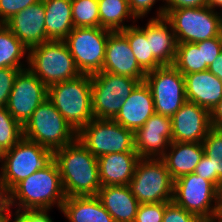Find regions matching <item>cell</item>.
I'll use <instances>...</instances> for the list:
<instances>
[{"label": "cell", "mask_w": 222, "mask_h": 222, "mask_svg": "<svg viewBox=\"0 0 222 222\" xmlns=\"http://www.w3.org/2000/svg\"><path fill=\"white\" fill-rule=\"evenodd\" d=\"M210 121L212 128L222 129V99L210 111Z\"/></svg>", "instance_id": "obj_44"}, {"label": "cell", "mask_w": 222, "mask_h": 222, "mask_svg": "<svg viewBox=\"0 0 222 222\" xmlns=\"http://www.w3.org/2000/svg\"><path fill=\"white\" fill-rule=\"evenodd\" d=\"M28 55L29 49L3 25L0 28V68L25 69ZM24 57L26 65L21 61Z\"/></svg>", "instance_id": "obj_28"}, {"label": "cell", "mask_w": 222, "mask_h": 222, "mask_svg": "<svg viewBox=\"0 0 222 222\" xmlns=\"http://www.w3.org/2000/svg\"><path fill=\"white\" fill-rule=\"evenodd\" d=\"M186 100L211 111L222 99V80L209 70L184 75Z\"/></svg>", "instance_id": "obj_20"}, {"label": "cell", "mask_w": 222, "mask_h": 222, "mask_svg": "<svg viewBox=\"0 0 222 222\" xmlns=\"http://www.w3.org/2000/svg\"><path fill=\"white\" fill-rule=\"evenodd\" d=\"M100 27L112 32L121 31L132 26L125 25V20L137 21L130 11L128 0H98Z\"/></svg>", "instance_id": "obj_27"}, {"label": "cell", "mask_w": 222, "mask_h": 222, "mask_svg": "<svg viewBox=\"0 0 222 222\" xmlns=\"http://www.w3.org/2000/svg\"><path fill=\"white\" fill-rule=\"evenodd\" d=\"M4 156H5V150L1 148L0 146V165L2 166V163H3V159H4Z\"/></svg>", "instance_id": "obj_49"}, {"label": "cell", "mask_w": 222, "mask_h": 222, "mask_svg": "<svg viewBox=\"0 0 222 222\" xmlns=\"http://www.w3.org/2000/svg\"><path fill=\"white\" fill-rule=\"evenodd\" d=\"M115 222H134L140 205L128 185L101 187L96 195Z\"/></svg>", "instance_id": "obj_22"}, {"label": "cell", "mask_w": 222, "mask_h": 222, "mask_svg": "<svg viewBox=\"0 0 222 222\" xmlns=\"http://www.w3.org/2000/svg\"><path fill=\"white\" fill-rule=\"evenodd\" d=\"M48 98V87L27 67L17 74L6 108L22 126Z\"/></svg>", "instance_id": "obj_14"}, {"label": "cell", "mask_w": 222, "mask_h": 222, "mask_svg": "<svg viewBox=\"0 0 222 222\" xmlns=\"http://www.w3.org/2000/svg\"><path fill=\"white\" fill-rule=\"evenodd\" d=\"M206 6L210 7L212 10L220 9L222 10V0H206ZM218 7V8H217Z\"/></svg>", "instance_id": "obj_48"}, {"label": "cell", "mask_w": 222, "mask_h": 222, "mask_svg": "<svg viewBox=\"0 0 222 222\" xmlns=\"http://www.w3.org/2000/svg\"><path fill=\"white\" fill-rule=\"evenodd\" d=\"M155 113L153 95L145 81L140 82L125 99L113 119L123 127L136 131Z\"/></svg>", "instance_id": "obj_19"}, {"label": "cell", "mask_w": 222, "mask_h": 222, "mask_svg": "<svg viewBox=\"0 0 222 222\" xmlns=\"http://www.w3.org/2000/svg\"><path fill=\"white\" fill-rule=\"evenodd\" d=\"M22 69L0 68V107H6L15 78Z\"/></svg>", "instance_id": "obj_36"}, {"label": "cell", "mask_w": 222, "mask_h": 222, "mask_svg": "<svg viewBox=\"0 0 222 222\" xmlns=\"http://www.w3.org/2000/svg\"><path fill=\"white\" fill-rule=\"evenodd\" d=\"M220 205H221V208H220V210L222 211V200H220Z\"/></svg>", "instance_id": "obj_52"}, {"label": "cell", "mask_w": 222, "mask_h": 222, "mask_svg": "<svg viewBox=\"0 0 222 222\" xmlns=\"http://www.w3.org/2000/svg\"><path fill=\"white\" fill-rule=\"evenodd\" d=\"M173 66L183 76L208 70L209 67L207 64H203L202 47H198L195 43L177 44Z\"/></svg>", "instance_id": "obj_30"}, {"label": "cell", "mask_w": 222, "mask_h": 222, "mask_svg": "<svg viewBox=\"0 0 222 222\" xmlns=\"http://www.w3.org/2000/svg\"><path fill=\"white\" fill-rule=\"evenodd\" d=\"M128 186L140 204L173 201L174 180L161 158H140Z\"/></svg>", "instance_id": "obj_6"}, {"label": "cell", "mask_w": 222, "mask_h": 222, "mask_svg": "<svg viewBox=\"0 0 222 222\" xmlns=\"http://www.w3.org/2000/svg\"><path fill=\"white\" fill-rule=\"evenodd\" d=\"M173 202L201 219L220 210V190L195 173L174 181Z\"/></svg>", "instance_id": "obj_12"}, {"label": "cell", "mask_w": 222, "mask_h": 222, "mask_svg": "<svg viewBox=\"0 0 222 222\" xmlns=\"http://www.w3.org/2000/svg\"><path fill=\"white\" fill-rule=\"evenodd\" d=\"M127 40L139 66L147 73L163 66L151 53L150 40L138 25L119 31Z\"/></svg>", "instance_id": "obj_29"}, {"label": "cell", "mask_w": 222, "mask_h": 222, "mask_svg": "<svg viewBox=\"0 0 222 222\" xmlns=\"http://www.w3.org/2000/svg\"><path fill=\"white\" fill-rule=\"evenodd\" d=\"M139 159L137 152L112 153L98 157L101 186L128 185Z\"/></svg>", "instance_id": "obj_23"}, {"label": "cell", "mask_w": 222, "mask_h": 222, "mask_svg": "<svg viewBox=\"0 0 222 222\" xmlns=\"http://www.w3.org/2000/svg\"><path fill=\"white\" fill-rule=\"evenodd\" d=\"M23 138L55 152L73 143L77 132L47 98L24 124Z\"/></svg>", "instance_id": "obj_5"}, {"label": "cell", "mask_w": 222, "mask_h": 222, "mask_svg": "<svg viewBox=\"0 0 222 222\" xmlns=\"http://www.w3.org/2000/svg\"><path fill=\"white\" fill-rule=\"evenodd\" d=\"M45 31L50 40H64L74 29L71 0H43Z\"/></svg>", "instance_id": "obj_26"}, {"label": "cell", "mask_w": 222, "mask_h": 222, "mask_svg": "<svg viewBox=\"0 0 222 222\" xmlns=\"http://www.w3.org/2000/svg\"><path fill=\"white\" fill-rule=\"evenodd\" d=\"M202 222H222V211L213 213L210 217L202 219Z\"/></svg>", "instance_id": "obj_47"}, {"label": "cell", "mask_w": 222, "mask_h": 222, "mask_svg": "<svg viewBox=\"0 0 222 222\" xmlns=\"http://www.w3.org/2000/svg\"><path fill=\"white\" fill-rule=\"evenodd\" d=\"M220 14V19H221V24H222V10L219 12Z\"/></svg>", "instance_id": "obj_50"}, {"label": "cell", "mask_w": 222, "mask_h": 222, "mask_svg": "<svg viewBox=\"0 0 222 222\" xmlns=\"http://www.w3.org/2000/svg\"><path fill=\"white\" fill-rule=\"evenodd\" d=\"M203 155L202 143L171 142L161 159L175 181L184 175L194 173Z\"/></svg>", "instance_id": "obj_24"}, {"label": "cell", "mask_w": 222, "mask_h": 222, "mask_svg": "<svg viewBox=\"0 0 222 222\" xmlns=\"http://www.w3.org/2000/svg\"><path fill=\"white\" fill-rule=\"evenodd\" d=\"M202 47L203 64L210 66L222 52V35L195 43Z\"/></svg>", "instance_id": "obj_37"}, {"label": "cell", "mask_w": 222, "mask_h": 222, "mask_svg": "<svg viewBox=\"0 0 222 222\" xmlns=\"http://www.w3.org/2000/svg\"><path fill=\"white\" fill-rule=\"evenodd\" d=\"M158 0H128L130 11L136 19L146 16ZM162 2H165L163 0Z\"/></svg>", "instance_id": "obj_42"}, {"label": "cell", "mask_w": 222, "mask_h": 222, "mask_svg": "<svg viewBox=\"0 0 222 222\" xmlns=\"http://www.w3.org/2000/svg\"><path fill=\"white\" fill-rule=\"evenodd\" d=\"M144 81L151 89L157 114L172 117L187 101L184 76L173 65L147 72Z\"/></svg>", "instance_id": "obj_13"}, {"label": "cell", "mask_w": 222, "mask_h": 222, "mask_svg": "<svg viewBox=\"0 0 222 222\" xmlns=\"http://www.w3.org/2000/svg\"><path fill=\"white\" fill-rule=\"evenodd\" d=\"M4 25L29 49L50 39L45 31L43 0L16 13Z\"/></svg>", "instance_id": "obj_17"}, {"label": "cell", "mask_w": 222, "mask_h": 222, "mask_svg": "<svg viewBox=\"0 0 222 222\" xmlns=\"http://www.w3.org/2000/svg\"><path fill=\"white\" fill-rule=\"evenodd\" d=\"M54 160V152L38 143L22 138L5 151L0 178L12 190L19 182L34 172L44 169Z\"/></svg>", "instance_id": "obj_8"}, {"label": "cell", "mask_w": 222, "mask_h": 222, "mask_svg": "<svg viewBox=\"0 0 222 222\" xmlns=\"http://www.w3.org/2000/svg\"><path fill=\"white\" fill-rule=\"evenodd\" d=\"M49 210H23L17 212V222H54Z\"/></svg>", "instance_id": "obj_41"}, {"label": "cell", "mask_w": 222, "mask_h": 222, "mask_svg": "<svg viewBox=\"0 0 222 222\" xmlns=\"http://www.w3.org/2000/svg\"><path fill=\"white\" fill-rule=\"evenodd\" d=\"M3 25H4V23H2V22L0 21V28H1Z\"/></svg>", "instance_id": "obj_53"}, {"label": "cell", "mask_w": 222, "mask_h": 222, "mask_svg": "<svg viewBox=\"0 0 222 222\" xmlns=\"http://www.w3.org/2000/svg\"><path fill=\"white\" fill-rule=\"evenodd\" d=\"M28 68L47 87L81 75L64 40H49L29 48Z\"/></svg>", "instance_id": "obj_4"}, {"label": "cell", "mask_w": 222, "mask_h": 222, "mask_svg": "<svg viewBox=\"0 0 222 222\" xmlns=\"http://www.w3.org/2000/svg\"><path fill=\"white\" fill-rule=\"evenodd\" d=\"M72 19L76 27H100L98 0H71Z\"/></svg>", "instance_id": "obj_31"}, {"label": "cell", "mask_w": 222, "mask_h": 222, "mask_svg": "<svg viewBox=\"0 0 222 222\" xmlns=\"http://www.w3.org/2000/svg\"><path fill=\"white\" fill-rule=\"evenodd\" d=\"M162 222H202V219L172 201L165 207Z\"/></svg>", "instance_id": "obj_35"}, {"label": "cell", "mask_w": 222, "mask_h": 222, "mask_svg": "<svg viewBox=\"0 0 222 222\" xmlns=\"http://www.w3.org/2000/svg\"><path fill=\"white\" fill-rule=\"evenodd\" d=\"M12 209L11 190L3 183L0 178V214Z\"/></svg>", "instance_id": "obj_43"}, {"label": "cell", "mask_w": 222, "mask_h": 222, "mask_svg": "<svg viewBox=\"0 0 222 222\" xmlns=\"http://www.w3.org/2000/svg\"><path fill=\"white\" fill-rule=\"evenodd\" d=\"M150 40L151 53L162 65H173L176 58L177 41L172 24L165 18H150L146 26L140 27Z\"/></svg>", "instance_id": "obj_21"}, {"label": "cell", "mask_w": 222, "mask_h": 222, "mask_svg": "<svg viewBox=\"0 0 222 222\" xmlns=\"http://www.w3.org/2000/svg\"><path fill=\"white\" fill-rule=\"evenodd\" d=\"M208 70L216 77H218L220 80H222V52L208 67Z\"/></svg>", "instance_id": "obj_45"}, {"label": "cell", "mask_w": 222, "mask_h": 222, "mask_svg": "<svg viewBox=\"0 0 222 222\" xmlns=\"http://www.w3.org/2000/svg\"><path fill=\"white\" fill-rule=\"evenodd\" d=\"M38 1L39 0H0V21L5 23L13 15Z\"/></svg>", "instance_id": "obj_38"}, {"label": "cell", "mask_w": 222, "mask_h": 222, "mask_svg": "<svg viewBox=\"0 0 222 222\" xmlns=\"http://www.w3.org/2000/svg\"><path fill=\"white\" fill-rule=\"evenodd\" d=\"M172 142L202 143L212 128L210 111L186 101L171 117Z\"/></svg>", "instance_id": "obj_16"}, {"label": "cell", "mask_w": 222, "mask_h": 222, "mask_svg": "<svg viewBox=\"0 0 222 222\" xmlns=\"http://www.w3.org/2000/svg\"><path fill=\"white\" fill-rule=\"evenodd\" d=\"M199 177L212 182L217 187V173L214 171L213 160L203 155L194 171Z\"/></svg>", "instance_id": "obj_40"}, {"label": "cell", "mask_w": 222, "mask_h": 222, "mask_svg": "<svg viewBox=\"0 0 222 222\" xmlns=\"http://www.w3.org/2000/svg\"><path fill=\"white\" fill-rule=\"evenodd\" d=\"M111 32L102 27H76L64 39L81 74L93 75L102 71Z\"/></svg>", "instance_id": "obj_11"}, {"label": "cell", "mask_w": 222, "mask_h": 222, "mask_svg": "<svg viewBox=\"0 0 222 222\" xmlns=\"http://www.w3.org/2000/svg\"><path fill=\"white\" fill-rule=\"evenodd\" d=\"M169 203L140 204L134 222H162L165 207Z\"/></svg>", "instance_id": "obj_34"}, {"label": "cell", "mask_w": 222, "mask_h": 222, "mask_svg": "<svg viewBox=\"0 0 222 222\" xmlns=\"http://www.w3.org/2000/svg\"><path fill=\"white\" fill-rule=\"evenodd\" d=\"M13 221H11L12 218V211H8L5 213L0 214V222H17V211H15V213H13Z\"/></svg>", "instance_id": "obj_46"}, {"label": "cell", "mask_w": 222, "mask_h": 222, "mask_svg": "<svg viewBox=\"0 0 222 222\" xmlns=\"http://www.w3.org/2000/svg\"><path fill=\"white\" fill-rule=\"evenodd\" d=\"M204 154L213 160L217 173V188H222V129L211 128L202 142Z\"/></svg>", "instance_id": "obj_33"}, {"label": "cell", "mask_w": 222, "mask_h": 222, "mask_svg": "<svg viewBox=\"0 0 222 222\" xmlns=\"http://www.w3.org/2000/svg\"><path fill=\"white\" fill-rule=\"evenodd\" d=\"M102 72L145 80L146 72L139 66L128 40L119 32L108 36Z\"/></svg>", "instance_id": "obj_18"}, {"label": "cell", "mask_w": 222, "mask_h": 222, "mask_svg": "<svg viewBox=\"0 0 222 222\" xmlns=\"http://www.w3.org/2000/svg\"><path fill=\"white\" fill-rule=\"evenodd\" d=\"M66 195L60 171L53 160L47 167L31 174L11 190V204L15 210L61 209Z\"/></svg>", "instance_id": "obj_2"}, {"label": "cell", "mask_w": 222, "mask_h": 222, "mask_svg": "<svg viewBox=\"0 0 222 222\" xmlns=\"http://www.w3.org/2000/svg\"><path fill=\"white\" fill-rule=\"evenodd\" d=\"M139 83L138 79L108 72L101 71L91 75L94 118L113 120L125 99Z\"/></svg>", "instance_id": "obj_10"}, {"label": "cell", "mask_w": 222, "mask_h": 222, "mask_svg": "<svg viewBox=\"0 0 222 222\" xmlns=\"http://www.w3.org/2000/svg\"><path fill=\"white\" fill-rule=\"evenodd\" d=\"M134 138L140 158H162L172 142L171 117L154 113L134 132Z\"/></svg>", "instance_id": "obj_15"}, {"label": "cell", "mask_w": 222, "mask_h": 222, "mask_svg": "<svg viewBox=\"0 0 222 222\" xmlns=\"http://www.w3.org/2000/svg\"><path fill=\"white\" fill-rule=\"evenodd\" d=\"M165 18L172 24L177 44L197 43L222 35L219 12L207 6L171 9Z\"/></svg>", "instance_id": "obj_7"}, {"label": "cell", "mask_w": 222, "mask_h": 222, "mask_svg": "<svg viewBox=\"0 0 222 222\" xmlns=\"http://www.w3.org/2000/svg\"><path fill=\"white\" fill-rule=\"evenodd\" d=\"M60 210L69 222H115L97 196L66 197Z\"/></svg>", "instance_id": "obj_25"}, {"label": "cell", "mask_w": 222, "mask_h": 222, "mask_svg": "<svg viewBox=\"0 0 222 222\" xmlns=\"http://www.w3.org/2000/svg\"><path fill=\"white\" fill-rule=\"evenodd\" d=\"M77 139L97 158L112 153L136 152L134 131L109 119H92L77 132Z\"/></svg>", "instance_id": "obj_9"}, {"label": "cell", "mask_w": 222, "mask_h": 222, "mask_svg": "<svg viewBox=\"0 0 222 222\" xmlns=\"http://www.w3.org/2000/svg\"><path fill=\"white\" fill-rule=\"evenodd\" d=\"M48 99L76 132L94 119L91 75L50 85Z\"/></svg>", "instance_id": "obj_3"}, {"label": "cell", "mask_w": 222, "mask_h": 222, "mask_svg": "<svg viewBox=\"0 0 222 222\" xmlns=\"http://www.w3.org/2000/svg\"><path fill=\"white\" fill-rule=\"evenodd\" d=\"M23 138V126L17 122L6 107H0V146L5 151Z\"/></svg>", "instance_id": "obj_32"}, {"label": "cell", "mask_w": 222, "mask_h": 222, "mask_svg": "<svg viewBox=\"0 0 222 222\" xmlns=\"http://www.w3.org/2000/svg\"><path fill=\"white\" fill-rule=\"evenodd\" d=\"M66 197L96 196L101 181L98 160L78 139L54 152Z\"/></svg>", "instance_id": "obj_1"}, {"label": "cell", "mask_w": 222, "mask_h": 222, "mask_svg": "<svg viewBox=\"0 0 222 222\" xmlns=\"http://www.w3.org/2000/svg\"><path fill=\"white\" fill-rule=\"evenodd\" d=\"M206 6V0H165L163 6H159L156 11V17L162 18L171 9L184 8V7H203Z\"/></svg>", "instance_id": "obj_39"}, {"label": "cell", "mask_w": 222, "mask_h": 222, "mask_svg": "<svg viewBox=\"0 0 222 222\" xmlns=\"http://www.w3.org/2000/svg\"><path fill=\"white\" fill-rule=\"evenodd\" d=\"M220 200H222V188L220 190Z\"/></svg>", "instance_id": "obj_51"}]
</instances>
